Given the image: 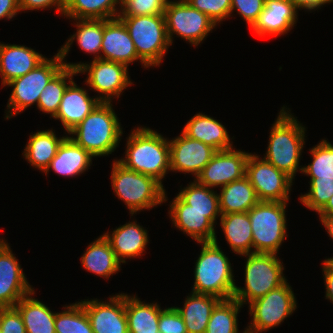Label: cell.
Masks as SVG:
<instances>
[{
    "mask_svg": "<svg viewBox=\"0 0 333 333\" xmlns=\"http://www.w3.org/2000/svg\"><path fill=\"white\" fill-rule=\"evenodd\" d=\"M125 157L116 159L127 169L155 178L162 184L170 172L169 140L155 130L138 126L127 138Z\"/></svg>",
    "mask_w": 333,
    "mask_h": 333,
    "instance_id": "6da1fadb",
    "label": "cell"
},
{
    "mask_svg": "<svg viewBox=\"0 0 333 333\" xmlns=\"http://www.w3.org/2000/svg\"><path fill=\"white\" fill-rule=\"evenodd\" d=\"M281 108L272 124L263 159L293 180L296 173L299 171L302 173L303 170L299 163L305 145L306 128L291 114L289 108L285 106Z\"/></svg>",
    "mask_w": 333,
    "mask_h": 333,
    "instance_id": "7a4b0ae2",
    "label": "cell"
},
{
    "mask_svg": "<svg viewBox=\"0 0 333 333\" xmlns=\"http://www.w3.org/2000/svg\"><path fill=\"white\" fill-rule=\"evenodd\" d=\"M112 103L101 102L69 136L93 157L108 156L119 146L123 130ZM74 136V137H73Z\"/></svg>",
    "mask_w": 333,
    "mask_h": 333,
    "instance_id": "3957f363",
    "label": "cell"
},
{
    "mask_svg": "<svg viewBox=\"0 0 333 333\" xmlns=\"http://www.w3.org/2000/svg\"><path fill=\"white\" fill-rule=\"evenodd\" d=\"M202 246L195 262L194 284L191 292L216 296L221 300L233 298L236 286L230 260L221 250L217 236Z\"/></svg>",
    "mask_w": 333,
    "mask_h": 333,
    "instance_id": "277c9868",
    "label": "cell"
},
{
    "mask_svg": "<svg viewBox=\"0 0 333 333\" xmlns=\"http://www.w3.org/2000/svg\"><path fill=\"white\" fill-rule=\"evenodd\" d=\"M112 166L111 187L118 199L124 201L131 216L168 200L163 184L155 178L127 169L117 160Z\"/></svg>",
    "mask_w": 333,
    "mask_h": 333,
    "instance_id": "5b68a950",
    "label": "cell"
},
{
    "mask_svg": "<svg viewBox=\"0 0 333 333\" xmlns=\"http://www.w3.org/2000/svg\"><path fill=\"white\" fill-rule=\"evenodd\" d=\"M245 262V285L235 286L233 298L242 305L263 297L269 291L282 285L287 279L284 266L277 254L250 253L242 255Z\"/></svg>",
    "mask_w": 333,
    "mask_h": 333,
    "instance_id": "8992f818",
    "label": "cell"
},
{
    "mask_svg": "<svg viewBox=\"0 0 333 333\" xmlns=\"http://www.w3.org/2000/svg\"><path fill=\"white\" fill-rule=\"evenodd\" d=\"M127 27L138 57L148 66H160L171 45L164 14L118 16ZM164 56V57H163Z\"/></svg>",
    "mask_w": 333,
    "mask_h": 333,
    "instance_id": "52a82bcc",
    "label": "cell"
},
{
    "mask_svg": "<svg viewBox=\"0 0 333 333\" xmlns=\"http://www.w3.org/2000/svg\"><path fill=\"white\" fill-rule=\"evenodd\" d=\"M288 202L259 201L248 211L251 221L253 253L277 254L287 239Z\"/></svg>",
    "mask_w": 333,
    "mask_h": 333,
    "instance_id": "ba28073f",
    "label": "cell"
},
{
    "mask_svg": "<svg viewBox=\"0 0 333 333\" xmlns=\"http://www.w3.org/2000/svg\"><path fill=\"white\" fill-rule=\"evenodd\" d=\"M60 53L46 58L27 74L17 77L5 86L13 87L7 103L5 119L25 111L31 105H38L39 97L51 79L64 67Z\"/></svg>",
    "mask_w": 333,
    "mask_h": 333,
    "instance_id": "9c48e42d",
    "label": "cell"
},
{
    "mask_svg": "<svg viewBox=\"0 0 333 333\" xmlns=\"http://www.w3.org/2000/svg\"><path fill=\"white\" fill-rule=\"evenodd\" d=\"M63 63L66 67L78 70L80 74L87 72V86L98 93L96 97L103 103H111L113 97L119 98L123 91L133 84L128 66L119 62L95 59L89 64L67 63L66 60Z\"/></svg>",
    "mask_w": 333,
    "mask_h": 333,
    "instance_id": "30bf717a",
    "label": "cell"
},
{
    "mask_svg": "<svg viewBox=\"0 0 333 333\" xmlns=\"http://www.w3.org/2000/svg\"><path fill=\"white\" fill-rule=\"evenodd\" d=\"M287 281L249 304L248 312L252 319L249 326L245 328L246 333L266 332L281 325L287 317L294 313L297 301L292 287Z\"/></svg>",
    "mask_w": 333,
    "mask_h": 333,
    "instance_id": "8fae6325",
    "label": "cell"
},
{
    "mask_svg": "<svg viewBox=\"0 0 333 333\" xmlns=\"http://www.w3.org/2000/svg\"><path fill=\"white\" fill-rule=\"evenodd\" d=\"M168 37L171 45L173 36L181 37L189 44L198 46L216 24L206 14L191 7L185 0H173L164 10Z\"/></svg>",
    "mask_w": 333,
    "mask_h": 333,
    "instance_id": "7c38bea8",
    "label": "cell"
},
{
    "mask_svg": "<svg viewBox=\"0 0 333 333\" xmlns=\"http://www.w3.org/2000/svg\"><path fill=\"white\" fill-rule=\"evenodd\" d=\"M245 176L254 187L260 201L288 202L293 181L284 172L250 153L246 163Z\"/></svg>",
    "mask_w": 333,
    "mask_h": 333,
    "instance_id": "4fadbf2b",
    "label": "cell"
},
{
    "mask_svg": "<svg viewBox=\"0 0 333 333\" xmlns=\"http://www.w3.org/2000/svg\"><path fill=\"white\" fill-rule=\"evenodd\" d=\"M169 217L179 231L190 236L197 243L213 242L216 238L215 225H217L220 212H199L192 209L178 195L170 203Z\"/></svg>",
    "mask_w": 333,
    "mask_h": 333,
    "instance_id": "5bb4252c",
    "label": "cell"
},
{
    "mask_svg": "<svg viewBox=\"0 0 333 333\" xmlns=\"http://www.w3.org/2000/svg\"><path fill=\"white\" fill-rule=\"evenodd\" d=\"M85 309L94 333H129L125 310V293L99 299L79 301Z\"/></svg>",
    "mask_w": 333,
    "mask_h": 333,
    "instance_id": "9a60e30c",
    "label": "cell"
},
{
    "mask_svg": "<svg viewBox=\"0 0 333 333\" xmlns=\"http://www.w3.org/2000/svg\"><path fill=\"white\" fill-rule=\"evenodd\" d=\"M250 153L235 150H220L203 168L196 180L209 188L223 187L245 176Z\"/></svg>",
    "mask_w": 333,
    "mask_h": 333,
    "instance_id": "2e32d148",
    "label": "cell"
},
{
    "mask_svg": "<svg viewBox=\"0 0 333 333\" xmlns=\"http://www.w3.org/2000/svg\"><path fill=\"white\" fill-rule=\"evenodd\" d=\"M6 241L0 240V308L14 307L34 291Z\"/></svg>",
    "mask_w": 333,
    "mask_h": 333,
    "instance_id": "e0dca14e",
    "label": "cell"
},
{
    "mask_svg": "<svg viewBox=\"0 0 333 333\" xmlns=\"http://www.w3.org/2000/svg\"><path fill=\"white\" fill-rule=\"evenodd\" d=\"M169 147L170 171L190 173L195 175V179L217 152L211 146L191 139L183 132L169 140Z\"/></svg>",
    "mask_w": 333,
    "mask_h": 333,
    "instance_id": "ac0fdd59",
    "label": "cell"
},
{
    "mask_svg": "<svg viewBox=\"0 0 333 333\" xmlns=\"http://www.w3.org/2000/svg\"><path fill=\"white\" fill-rule=\"evenodd\" d=\"M101 59L119 62L129 66L140 61L144 68H149L137 55L129 31L120 18L103 19V38Z\"/></svg>",
    "mask_w": 333,
    "mask_h": 333,
    "instance_id": "d6986e66",
    "label": "cell"
},
{
    "mask_svg": "<svg viewBox=\"0 0 333 333\" xmlns=\"http://www.w3.org/2000/svg\"><path fill=\"white\" fill-rule=\"evenodd\" d=\"M298 10L290 0H265L264 10L251 27L260 36H281L293 29L298 20Z\"/></svg>",
    "mask_w": 333,
    "mask_h": 333,
    "instance_id": "ffe728a7",
    "label": "cell"
},
{
    "mask_svg": "<svg viewBox=\"0 0 333 333\" xmlns=\"http://www.w3.org/2000/svg\"><path fill=\"white\" fill-rule=\"evenodd\" d=\"M101 102L95 96L72 81L66 88L58 112L53 117L59 120L68 133L82 122Z\"/></svg>",
    "mask_w": 333,
    "mask_h": 333,
    "instance_id": "44dd1931",
    "label": "cell"
},
{
    "mask_svg": "<svg viewBox=\"0 0 333 333\" xmlns=\"http://www.w3.org/2000/svg\"><path fill=\"white\" fill-rule=\"evenodd\" d=\"M46 59L31 47L0 42V75L4 87L11 80L27 74Z\"/></svg>",
    "mask_w": 333,
    "mask_h": 333,
    "instance_id": "7402d4cb",
    "label": "cell"
},
{
    "mask_svg": "<svg viewBox=\"0 0 333 333\" xmlns=\"http://www.w3.org/2000/svg\"><path fill=\"white\" fill-rule=\"evenodd\" d=\"M103 236L122 264L126 263L127 258L133 259L143 255L149 242L148 231L134 220L116 227L112 232H105Z\"/></svg>",
    "mask_w": 333,
    "mask_h": 333,
    "instance_id": "603a6c76",
    "label": "cell"
},
{
    "mask_svg": "<svg viewBox=\"0 0 333 333\" xmlns=\"http://www.w3.org/2000/svg\"><path fill=\"white\" fill-rule=\"evenodd\" d=\"M92 160L93 156L88 151L66 135L44 173L48 175L50 169H52L54 173L63 177L79 176L90 169Z\"/></svg>",
    "mask_w": 333,
    "mask_h": 333,
    "instance_id": "cb8c5ba5",
    "label": "cell"
},
{
    "mask_svg": "<svg viewBox=\"0 0 333 333\" xmlns=\"http://www.w3.org/2000/svg\"><path fill=\"white\" fill-rule=\"evenodd\" d=\"M191 139L211 146L217 151L233 148L225 126L218 120L204 113H196L184 126L182 131Z\"/></svg>",
    "mask_w": 333,
    "mask_h": 333,
    "instance_id": "d4e9b609",
    "label": "cell"
},
{
    "mask_svg": "<svg viewBox=\"0 0 333 333\" xmlns=\"http://www.w3.org/2000/svg\"><path fill=\"white\" fill-rule=\"evenodd\" d=\"M221 301L216 296L191 292L183 307H175L184 320L187 333H205L210 315Z\"/></svg>",
    "mask_w": 333,
    "mask_h": 333,
    "instance_id": "484cf974",
    "label": "cell"
},
{
    "mask_svg": "<svg viewBox=\"0 0 333 333\" xmlns=\"http://www.w3.org/2000/svg\"><path fill=\"white\" fill-rule=\"evenodd\" d=\"M81 265L85 270L105 279L111 278L121 269V262L103 235L88 245L81 256Z\"/></svg>",
    "mask_w": 333,
    "mask_h": 333,
    "instance_id": "4316f807",
    "label": "cell"
},
{
    "mask_svg": "<svg viewBox=\"0 0 333 333\" xmlns=\"http://www.w3.org/2000/svg\"><path fill=\"white\" fill-rule=\"evenodd\" d=\"M220 225L224 238L237 255L253 253L251 221L248 212L223 214Z\"/></svg>",
    "mask_w": 333,
    "mask_h": 333,
    "instance_id": "83f0119b",
    "label": "cell"
},
{
    "mask_svg": "<svg viewBox=\"0 0 333 333\" xmlns=\"http://www.w3.org/2000/svg\"><path fill=\"white\" fill-rule=\"evenodd\" d=\"M218 195L221 215L248 212L260 201L246 176L221 187Z\"/></svg>",
    "mask_w": 333,
    "mask_h": 333,
    "instance_id": "f1b7e54d",
    "label": "cell"
},
{
    "mask_svg": "<svg viewBox=\"0 0 333 333\" xmlns=\"http://www.w3.org/2000/svg\"><path fill=\"white\" fill-rule=\"evenodd\" d=\"M136 295L125 294L129 333H158L161 309L158 303H143Z\"/></svg>",
    "mask_w": 333,
    "mask_h": 333,
    "instance_id": "f546056e",
    "label": "cell"
},
{
    "mask_svg": "<svg viewBox=\"0 0 333 333\" xmlns=\"http://www.w3.org/2000/svg\"><path fill=\"white\" fill-rule=\"evenodd\" d=\"M77 27L75 34L66 40V43L57 51L60 53L62 61L70 52V47L74 40L79 48L88 54H94V59H101V45L103 38V19H74Z\"/></svg>",
    "mask_w": 333,
    "mask_h": 333,
    "instance_id": "4dcf8cb0",
    "label": "cell"
},
{
    "mask_svg": "<svg viewBox=\"0 0 333 333\" xmlns=\"http://www.w3.org/2000/svg\"><path fill=\"white\" fill-rule=\"evenodd\" d=\"M65 137H56L53 129L38 130V132L30 134L22 154L32 167L44 172Z\"/></svg>",
    "mask_w": 333,
    "mask_h": 333,
    "instance_id": "1f68e13d",
    "label": "cell"
},
{
    "mask_svg": "<svg viewBox=\"0 0 333 333\" xmlns=\"http://www.w3.org/2000/svg\"><path fill=\"white\" fill-rule=\"evenodd\" d=\"M35 291L21 298L14 306L22 316L26 333H56L55 316L50 308L33 298Z\"/></svg>",
    "mask_w": 333,
    "mask_h": 333,
    "instance_id": "d6a6232c",
    "label": "cell"
},
{
    "mask_svg": "<svg viewBox=\"0 0 333 333\" xmlns=\"http://www.w3.org/2000/svg\"><path fill=\"white\" fill-rule=\"evenodd\" d=\"M119 7L120 0H65L63 16L69 20L71 18L72 21L74 19H113L118 17Z\"/></svg>",
    "mask_w": 333,
    "mask_h": 333,
    "instance_id": "836d02e7",
    "label": "cell"
},
{
    "mask_svg": "<svg viewBox=\"0 0 333 333\" xmlns=\"http://www.w3.org/2000/svg\"><path fill=\"white\" fill-rule=\"evenodd\" d=\"M77 74H79L78 70L64 66L42 91L37 109L43 113L50 114L53 118L59 110L67 86L73 81V76H77Z\"/></svg>",
    "mask_w": 333,
    "mask_h": 333,
    "instance_id": "e575fe53",
    "label": "cell"
},
{
    "mask_svg": "<svg viewBox=\"0 0 333 333\" xmlns=\"http://www.w3.org/2000/svg\"><path fill=\"white\" fill-rule=\"evenodd\" d=\"M242 307L234 298L221 300L210 315L205 333H240L237 317Z\"/></svg>",
    "mask_w": 333,
    "mask_h": 333,
    "instance_id": "d590c367",
    "label": "cell"
},
{
    "mask_svg": "<svg viewBox=\"0 0 333 333\" xmlns=\"http://www.w3.org/2000/svg\"><path fill=\"white\" fill-rule=\"evenodd\" d=\"M309 151L313 159L302 173L318 181H333V145L323 139Z\"/></svg>",
    "mask_w": 333,
    "mask_h": 333,
    "instance_id": "8d00e7d4",
    "label": "cell"
},
{
    "mask_svg": "<svg viewBox=\"0 0 333 333\" xmlns=\"http://www.w3.org/2000/svg\"><path fill=\"white\" fill-rule=\"evenodd\" d=\"M192 209L199 212H220L219 195L217 191L200 184L196 179L188 186L181 188L177 194Z\"/></svg>",
    "mask_w": 333,
    "mask_h": 333,
    "instance_id": "74e56055",
    "label": "cell"
},
{
    "mask_svg": "<svg viewBox=\"0 0 333 333\" xmlns=\"http://www.w3.org/2000/svg\"><path fill=\"white\" fill-rule=\"evenodd\" d=\"M64 311L56 312V333H94L89 318L80 302L63 306Z\"/></svg>",
    "mask_w": 333,
    "mask_h": 333,
    "instance_id": "f35d334b",
    "label": "cell"
},
{
    "mask_svg": "<svg viewBox=\"0 0 333 333\" xmlns=\"http://www.w3.org/2000/svg\"><path fill=\"white\" fill-rule=\"evenodd\" d=\"M308 193L301 194L300 202L308 209L319 213L333 195V181H318L310 178Z\"/></svg>",
    "mask_w": 333,
    "mask_h": 333,
    "instance_id": "ab89813d",
    "label": "cell"
},
{
    "mask_svg": "<svg viewBox=\"0 0 333 333\" xmlns=\"http://www.w3.org/2000/svg\"><path fill=\"white\" fill-rule=\"evenodd\" d=\"M172 0H120L118 16H143L164 14Z\"/></svg>",
    "mask_w": 333,
    "mask_h": 333,
    "instance_id": "60d3db41",
    "label": "cell"
},
{
    "mask_svg": "<svg viewBox=\"0 0 333 333\" xmlns=\"http://www.w3.org/2000/svg\"><path fill=\"white\" fill-rule=\"evenodd\" d=\"M191 7L206 14L216 25L231 17V0H185Z\"/></svg>",
    "mask_w": 333,
    "mask_h": 333,
    "instance_id": "b9f144b4",
    "label": "cell"
},
{
    "mask_svg": "<svg viewBox=\"0 0 333 333\" xmlns=\"http://www.w3.org/2000/svg\"><path fill=\"white\" fill-rule=\"evenodd\" d=\"M265 0H231V14L237 13L251 28L264 10Z\"/></svg>",
    "mask_w": 333,
    "mask_h": 333,
    "instance_id": "7bdbcfd3",
    "label": "cell"
},
{
    "mask_svg": "<svg viewBox=\"0 0 333 333\" xmlns=\"http://www.w3.org/2000/svg\"><path fill=\"white\" fill-rule=\"evenodd\" d=\"M158 330L160 333H187L184 320L175 306L165 308L160 312Z\"/></svg>",
    "mask_w": 333,
    "mask_h": 333,
    "instance_id": "ee69618b",
    "label": "cell"
},
{
    "mask_svg": "<svg viewBox=\"0 0 333 333\" xmlns=\"http://www.w3.org/2000/svg\"><path fill=\"white\" fill-rule=\"evenodd\" d=\"M1 333H26L21 314L15 307L0 308Z\"/></svg>",
    "mask_w": 333,
    "mask_h": 333,
    "instance_id": "f6af8a7d",
    "label": "cell"
},
{
    "mask_svg": "<svg viewBox=\"0 0 333 333\" xmlns=\"http://www.w3.org/2000/svg\"><path fill=\"white\" fill-rule=\"evenodd\" d=\"M19 10L25 12L27 10H45L48 8L56 9V12L64 14L65 0H18Z\"/></svg>",
    "mask_w": 333,
    "mask_h": 333,
    "instance_id": "bcb514c9",
    "label": "cell"
},
{
    "mask_svg": "<svg viewBox=\"0 0 333 333\" xmlns=\"http://www.w3.org/2000/svg\"><path fill=\"white\" fill-rule=\"evenodd\" d=\"M322 272L324 283H325V299L330 300L333 303V260L330 258L323 261Z\"/></svg>",
    "mask_w": 333,
    "mask_h": 333,
    "instance_id": "7dc6e473",
    "label": "cell"
},
{
    "mask_svg": "<svg viewBox=\"0 0 333 333\" xmlns=\"http://www.w3.org/2000/svg\"><path fill=\"white\" fill-rule=\"evenodd\" d=\"M19 12L18 0H0V20H11Z\"/></svg>",
    "mask_w": 333,
    "mask_h": 333,
    "instance_id": "c3c4849f",
    "label": "cell"
},
{
    "mask_svg": "<svg viewBox=\"0 0 333 333\" xmlns=\"http://www.w3.org/2000/svg\"><path fill=\"white\" fill-rule=\"evenodd\" d=\"M297 10H306L312 12L311 10H318L325 4L333 3V0H290ZM302 8V9H301Z\"/></svg>",
    "mask_w": 333,
    "mask_h": 333,
    "instance_id": "681fc988",
    "label": "cell"
},
{
    "mask_svg": "<svg viewBox=\"0 0 333 333\" xmlns=\"http://www.w3.org/2000/svg\"><path fill=\"white\" fill-rule=\"evenodd\" d=\"M321 224L326 228V232L333 240V214L331 215H319Z\"/></svg>",
    "mask_w": 333,
    "mask_h": 333,
    "instance_id": "f907efd6",
    "label": "cell"
},
{
    "mask_svg": "<svg viewBox=\"0 0 333 333\" xmlns=\"http://www.w3.org/2000/svg\"><path fill=\"white\" fill-rule=\"evenodd\" d=\"M333 214V195L326 203L325 207L318 213V215H331Z\"/></svg>",
    "mask_w": 333,
    "mask_h": 333,
    "instance_id": "816d5d0a",
    "label": "cell"
}]
</instances>
